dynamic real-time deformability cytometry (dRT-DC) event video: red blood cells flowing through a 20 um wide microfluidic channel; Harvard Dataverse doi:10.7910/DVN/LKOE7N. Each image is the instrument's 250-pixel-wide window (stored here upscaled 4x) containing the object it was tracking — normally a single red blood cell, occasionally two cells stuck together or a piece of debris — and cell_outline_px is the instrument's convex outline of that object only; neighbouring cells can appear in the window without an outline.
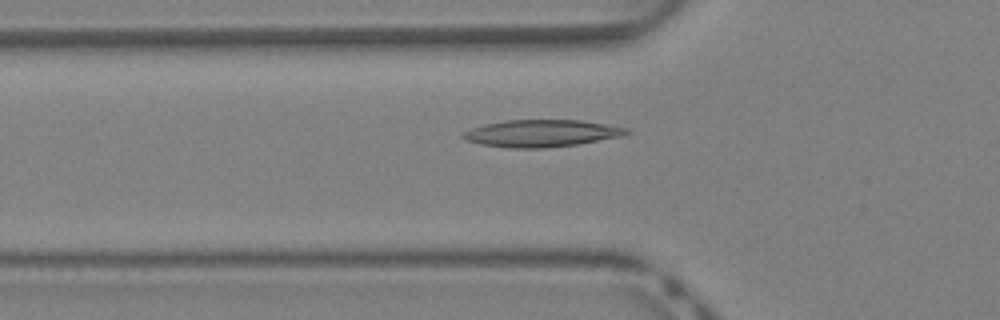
{"species": "Egyptian fruit bat (a non-hibernating species)", "species_latin": "Rousettus aegyptiacus", "temperature_condition": "warm", "stored_images_in_passage": 33, "camera_frame_rate_fps": 3000, "um_per_image_px": 0.085, "animal": {"sex": "female"}, "frame": {"image": 1, "passage_image": 6, "time_ms": 1.667, "image_size_px": [1000, 320], "cell_outline_px": [[632, 132], [624, 136], [576, 144], [544, 148], [504, 148], [480, 144], [468, 140], [460, 136], [460, 132], [484, 124], [504, 120], [580, 120], [628, 128]], "centroid_in_image_um": [46.0, 11.33], "position_along_channel_um": 79.8, "area_um2": 25.95}}
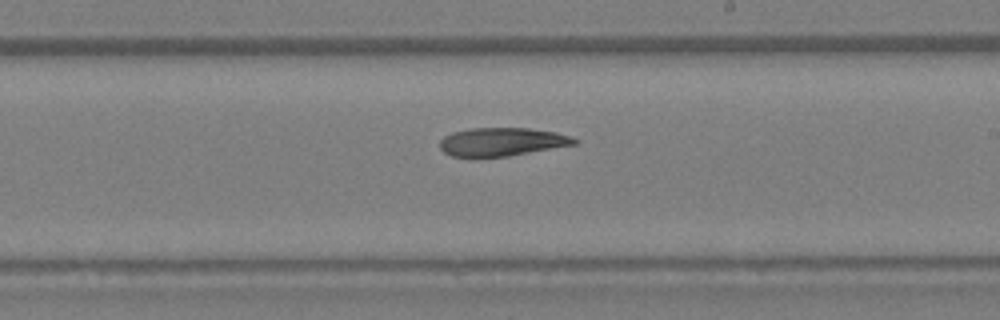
{"frame": {"image": 2, "passage_image": 16, "time_ms": 5.0, "image_size_px": [1000, 320], "cell_outline_px": [[580, 140], [576, 144], [508, 156], [452, 156], [444, 152], [440, 148], [440, 140], [444, 136], [452, 132], [472, 128], [528, 128], [556, 132], [572, 136]], "centroid_in_image_um": [42.69, 12.04], "position_along_channel_um": 246.3, "area_um2": 22.08}}
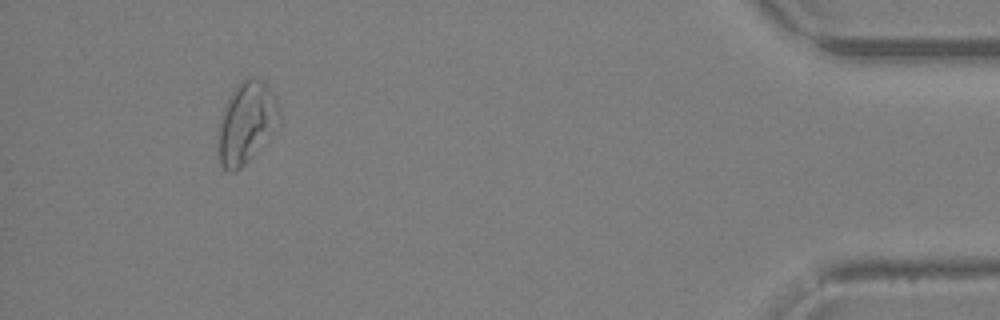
{"frame": {"image": 3, "passage_image": 30, "time_ms": 9.667, "image_size_px": [1000, 320], "cell_outline_px": [[284, 120], [252, 156], [240, 168], [232, 172], [228, 172], [220, 164], [216, 140], [220, 120], [224, 104], [228, 96], [240, 80], [248, 76], [256, 76], [264, 80], [276, 96]], "centroid_in_image_um": [20.97, 10.36], "position_along_channel_um": 414.2, "area_um2": 30.06}}